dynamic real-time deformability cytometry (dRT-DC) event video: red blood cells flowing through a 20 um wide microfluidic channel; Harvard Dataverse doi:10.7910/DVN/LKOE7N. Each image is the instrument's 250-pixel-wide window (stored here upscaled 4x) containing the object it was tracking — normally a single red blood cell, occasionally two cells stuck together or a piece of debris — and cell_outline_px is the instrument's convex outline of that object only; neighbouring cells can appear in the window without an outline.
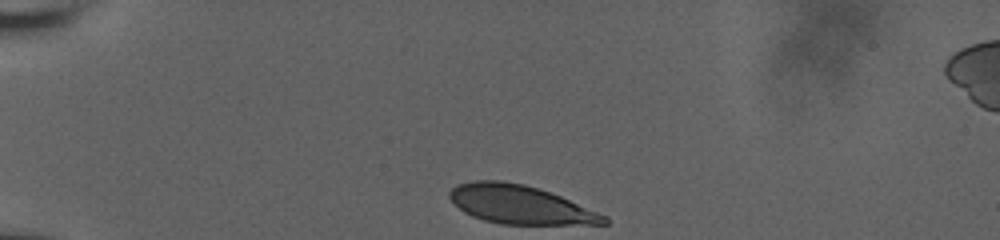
{"species": "human", "species_latin": "Homo sapiens", "temperature_condition": "room temperature", "stored_images_in_passage": 29, "camera_frame_rate_fps": 3000, "um_per_image_px": 0.085, "donor": {"sex": "male"}, "frame": {"image": 1, "passage_image": 1, "time_ms": 0.0, "image_size_px": [1000, 240], "cell_outline_px": [[608, 224], [500, 224], [484, 220], [472, 216], [464, 212], [448, 196], [448, 192], [456, 184], [472, 180], [504, 180], [524, 184], [560, 196], [608, 216]], "centroid_in_image_um": [44.18, 17.38], "position_along_channel_um": 40.8, "area_um2": 34.62}}
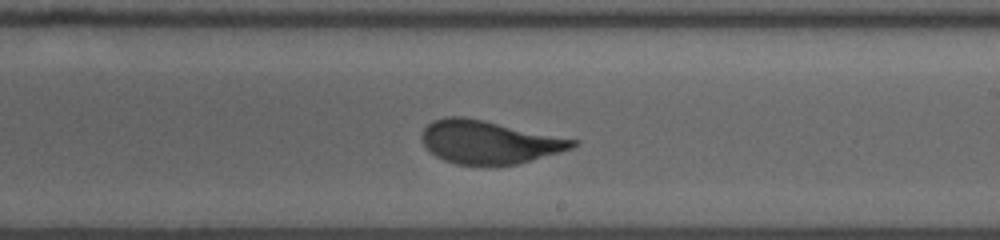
{"frame": {"image": 2, "passage_image": 17, "time_ms": 7.0, "image_size_px": [1000, 240], "cell_outline_px": [[580, 140], [572, 148], [560, 152], [516, 164], [456, 164], [444, 160], [436, 156], [424, 144], [420, 136], [424, 128], [432, 120], [448, 116], [464, 116], [484, 120]], "centroid_in_image_um": [41.56, 12.05], "position_along_channel_um": 247.4, "area_um2": 37.63}}
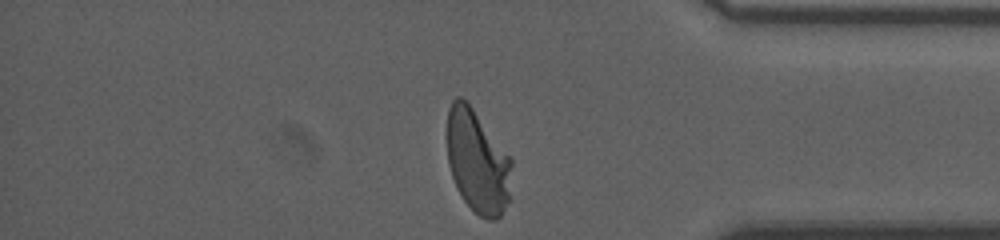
{"frame": {"image": 3, "passage_image": 29, "time_ms": 11.333, "image_size_px": [1000, 240], "cell_outline_px": [[512, 164], [508, 200], [500, 216], [496, 220], [488, 220], [480, 216], [464, 200], [456, 188], [448, 164], [448, 108], [452, 100], [456, 96], [460, 96], [472, 108], [512, 156]], "centroid_in_image_um": [40.6, 13.72], "position_along_channel_um": 394.6, "area_um2": 38.73}, "authors_computed_cell_mechanics": {"area_um2": 38.0902, "velocity_mm_per_s": 3.7622, "shape_relaxation_time_tau1_ms": 4.7885, "shape_relaxation_time_tau2_ms": null, "deformation_change_tau1": 0.1797, "deformation_change_tau2": null}}